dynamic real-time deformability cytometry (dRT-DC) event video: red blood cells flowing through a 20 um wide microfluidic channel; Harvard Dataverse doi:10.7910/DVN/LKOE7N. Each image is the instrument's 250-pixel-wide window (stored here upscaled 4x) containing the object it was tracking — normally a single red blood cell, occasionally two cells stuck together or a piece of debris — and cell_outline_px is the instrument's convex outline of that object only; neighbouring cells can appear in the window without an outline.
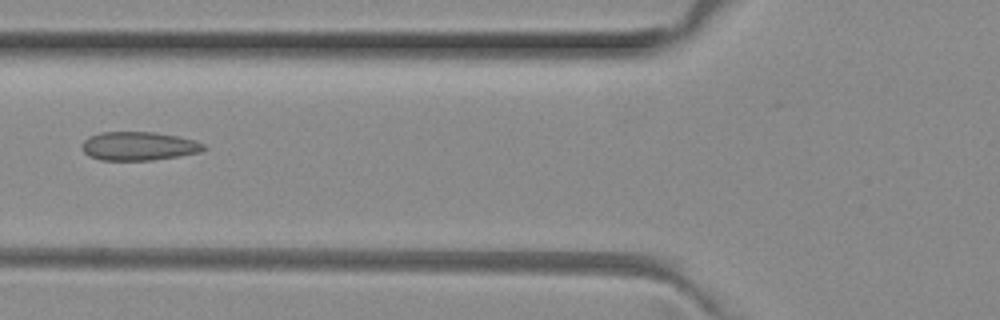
{"species": "common noctule bat (a hibernating species)", "species_latin": "Nyctalus noctula", "temperature_condition": "room temperature", "stored_images_in_passage": 6, "camera_frame_rate_fps": 3000, "um_per_image_px": 0.085, "animal": {"sex": "female", "body_mass_g": 29.2, "forearm_length_mm": 56.3}, "frame": {"image": 1, "passage_image": 6, "time_ms": 1.667, "image_size_px": [1000, 320], "cell_outline_px": [[208, 148], [200, 152], [180, 156], [152, 160], [100, 160], [88, 156], [84, 152], [80, 144], [88, 136], [100, 132], [152, 132], [176, 136], [196, 140], [204, 144]], "centroid_in_image_um": [11.78, 12.42], "position_along_channel_um": 114.0, "area_um2": 20.52}}